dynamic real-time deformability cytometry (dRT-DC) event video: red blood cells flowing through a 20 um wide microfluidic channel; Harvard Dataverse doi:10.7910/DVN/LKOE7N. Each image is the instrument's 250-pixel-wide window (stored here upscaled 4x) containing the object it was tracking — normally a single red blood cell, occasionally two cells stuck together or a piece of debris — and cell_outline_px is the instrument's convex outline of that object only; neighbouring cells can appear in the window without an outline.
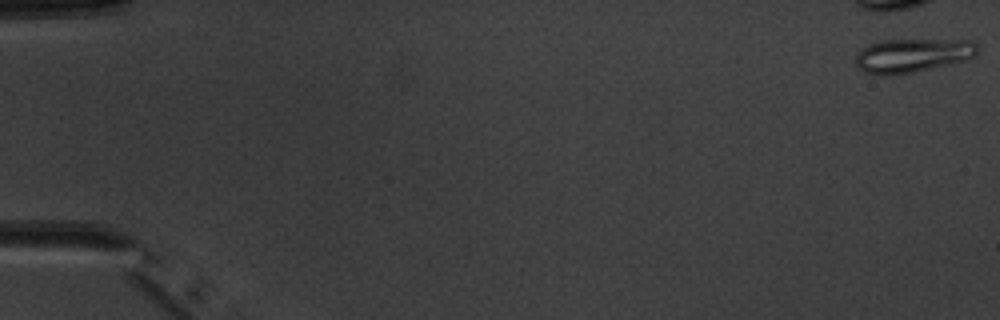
{"species": "common noctule bat (a hibernating species)", "species_latin": "Nyctalus noctula", "temperature_condition": "warm", "stored_images_in_passage": 2, "camera_frame_rate_fps": 3000, "um_per_image_px": 0.085, "animal": {"sex": "male", "body_mass_g": 20.1, "forearm_length_mm": 53.5}, "frame": {"image": 1, "passage_image": 1, "time_ms": 0.0, "image_size_px": [1000, 320], "cell_outline_px": [[980, 48], [976, 56], [968, 60], [912, 72], [888, 76], [880, 76], [864, 72], [856, 64], [856, 56], [868, 44], [884, 40], [972, 40]], "centroid_in_image_um": [77.61, 4.71], "position_along_channel_um": 7.4, "area_um2": 24.1}}